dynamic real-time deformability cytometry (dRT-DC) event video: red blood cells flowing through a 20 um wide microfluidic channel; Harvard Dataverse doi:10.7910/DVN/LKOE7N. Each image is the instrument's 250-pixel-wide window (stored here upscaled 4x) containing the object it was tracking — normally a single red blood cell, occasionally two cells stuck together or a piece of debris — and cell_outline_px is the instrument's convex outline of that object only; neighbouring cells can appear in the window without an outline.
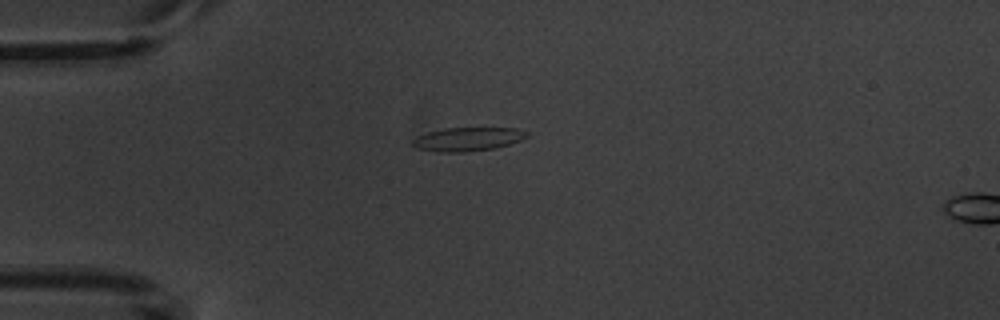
{"species": "common noctule bat (a hibernating species)", "species_latin": "Nyctalus noctula", "temperature_condition": "warm", "stored_images_in_passage": 2, "camera_frame_rate_fps": 3000, "um_per_image_px": 0.085, "animal": {"sex": "male", "body_mass_g": 20.1, "forearm_length_mm": 53.5}, "frame": {"image": 1, "passage_image": 1, "time_ms": 0.0, "image_size_px": [1000, 320], "cell_outline_px": [[528, 136], [520, 140], [496, 148], [464, 152], [440, 152], [416, 148], [412, 144], [412, 140], [416, 136], [428, 132], [444, 128], [516, 128], [528, 132]], "centroid_in_image_um": [39.73, 11.82], "position_along_channel_um": 45.3, "area_um2": 15.72}}